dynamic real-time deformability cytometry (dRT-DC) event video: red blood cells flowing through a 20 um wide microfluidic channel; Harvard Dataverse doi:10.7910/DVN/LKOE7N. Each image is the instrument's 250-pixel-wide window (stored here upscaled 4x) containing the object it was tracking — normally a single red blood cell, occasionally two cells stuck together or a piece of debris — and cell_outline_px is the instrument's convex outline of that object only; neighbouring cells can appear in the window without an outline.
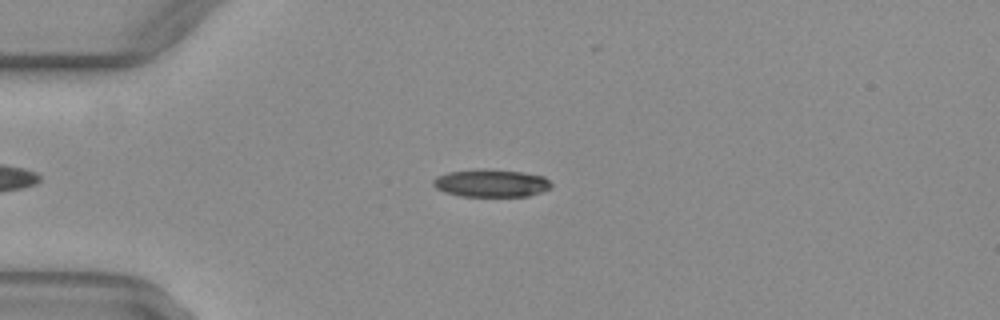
{"species": "common noctule bat (a hibernating species)", "species_latin": "Nyctalus noctula", "temperature_condition": "warm", "stored_images_in_passage": 38, "camera_frame_rate_fps": 3000, "um_per_image_px": 0.085, "animal": {"sex": "female", "body_mass_g": 29.2, "forearm_length_mm": 56.3}, "frame": {"image": 1, "passage_image": 4, "time_ms": 1.0, "image_size_px": [1000, 320], "cell_outline_px": [[552, 188], [528, 196], [460, 196], [444, 192], [436, 188], [432, 184], [432, 180], [436, 176], [448, 172], [480, 168], [484, 168], [524, 172], [544, 176], [552, 184]], "centroid_in_image_um": [41.73, 15.55], "position_along_channel_um": 43.3, "area_um2": 19.31}}
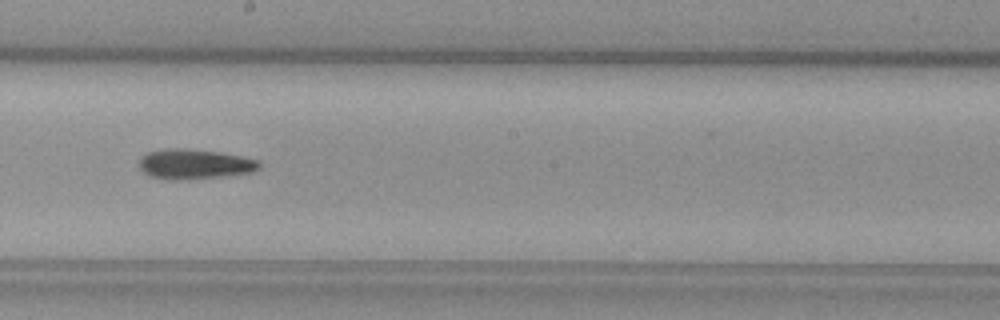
{"frame": {"image": 2, "passage_image": 20, "time_ms": 6.333, "image_size_px": [1000, 320], "cell_outline_px": [[260, 168], [252, 172], [220, 176], [180, 180], [168, 180], [152, 176], [144, 172], [140, 168], [140, 156], [148, 152], [168, 148], [184, 148], [220, 152], [260, 160]], "centroid_in_image_um": [16.53, 13.94], "position_along_channel_um": 231.7, "area_um2": 20.87}}
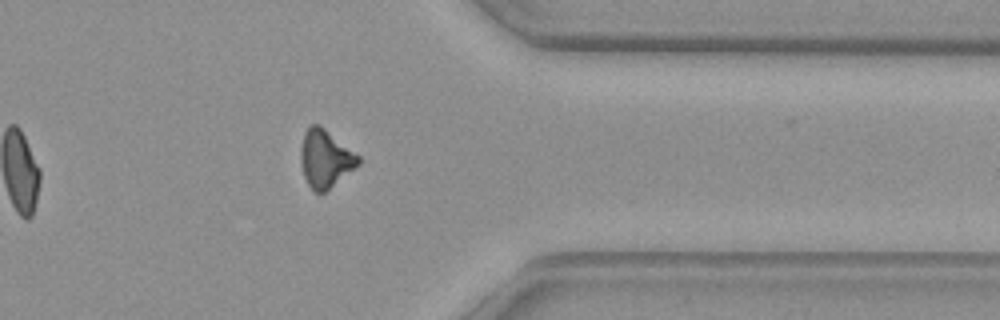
{"frame": {"image": 3, "passage_image": 32, "time_ms": 10.333, "image_size_px": [1000, 320], "cell_outline_px": [[360, 164], [324, 192], [312, 192], [304, 176], [300, 160], [300, 148], [304, 132], [312, 124], [320, 124], [360, 156]], "centroid_in_image_um": [27.64, 13.47], "position_along_channel_um": 383.8, "area_um2": 19.36}}